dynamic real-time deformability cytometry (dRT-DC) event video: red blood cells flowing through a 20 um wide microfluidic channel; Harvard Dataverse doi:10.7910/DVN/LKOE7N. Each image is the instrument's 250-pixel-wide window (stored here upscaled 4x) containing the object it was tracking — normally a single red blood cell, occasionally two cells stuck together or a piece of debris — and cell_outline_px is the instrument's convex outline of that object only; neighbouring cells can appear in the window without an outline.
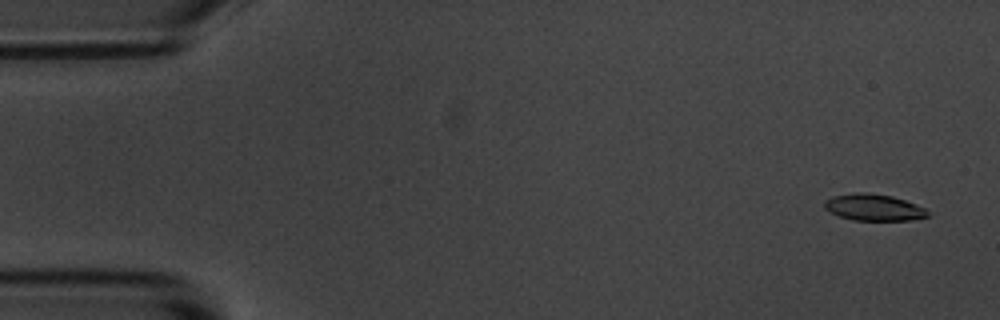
{"species": "common noctule bat (a hibernating species)", "species_latin": "Nyctalus noctula", "temperature_condition": "room temperature", "stored_images_in_passage": 55, "camera_frame_rate_fps": 3000, "um_per_image_px": 0.085, "animal": {"sex": "male", "body_mass_g": 20.1, "forearm_length_mm": 53.5}, "frame": {"image": 1, "passage_image": 2, "time_ms": 0.333, "image_size_px": [1000, 320], "cell_outline_px": [[928, 216], [908, 220], [852, 220], [828, 212], [824, 208], [824, 200], [832, 196], [856, 192], [868, 192], [892, 196], [916, 204], [924, 208], [928, 212]], "centroid_in_image_um": [74.21, 17.62], "position_along_channel_um": 10.8, "area_um2": 16.01}}
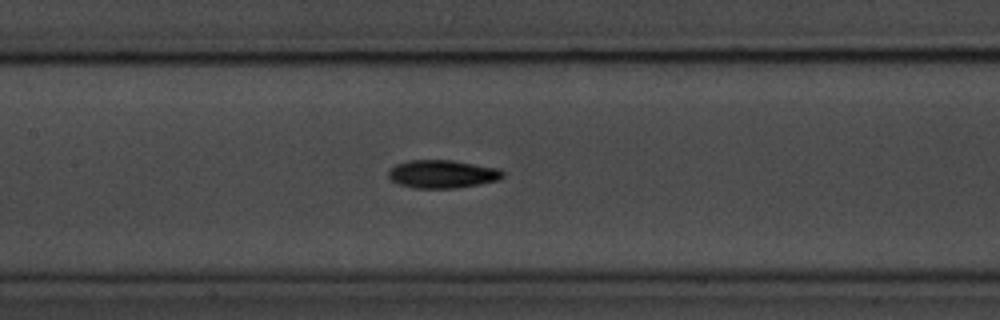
{"frame": {"image": 2, "passage_image": 25, "time_ms": 8.0, "image_size_px": [1000, 320], "cell_outline_px": [[504, 176], [500, 180], [480, 184], [456, 188], [412, 188], [400, 184], [392, 180], [388, 176], [388, 172], [396, 164], [408, 160], [452, 160], [500, 168], [504, 172]], "centroid_in_image_um": [37.64, 14.79], "position_along_channel_um": 169.8, "area_um2": 18.84}}
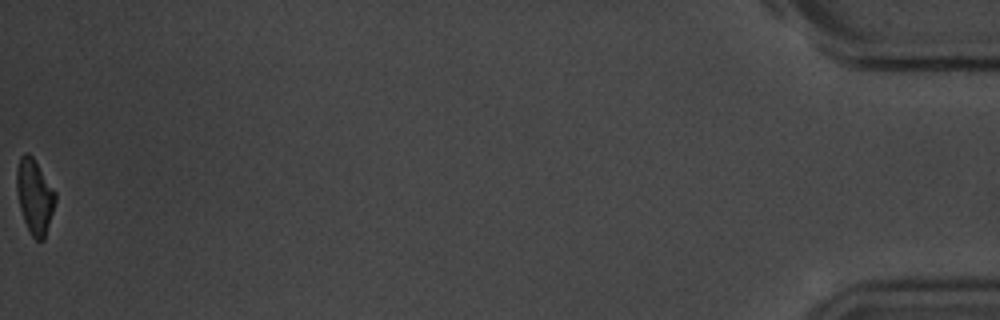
{"frame": {"image": 3, "passage_image": 55, "time_ms": 18.0, "image_size_px": [1000, 320], "cell_outline_px": [[56, 200], [44, 240], [36, 240], [32, 236], [24, 220], [20, 208], [16, 188], [16, 168], [20, 156], [24, 152], [28, 152], [32, 156], [56, 192]], "centroid_in_image_um": [2.93, 16.66], "position_along_channel_um": 432.3, "area_um2": 16.76}, "authors_computed_cell_mechanics": {"area_um2": 17.5134, "velocity_mm_per_s": 3.6391, "shape_relaxation_time_tau1_ms": 3.1427, "shape_relaxation_time_tau2_ms": 3.9726, "deformation_change_tau1": 0.1351, "deformation_change_tau2": 0.1082}}